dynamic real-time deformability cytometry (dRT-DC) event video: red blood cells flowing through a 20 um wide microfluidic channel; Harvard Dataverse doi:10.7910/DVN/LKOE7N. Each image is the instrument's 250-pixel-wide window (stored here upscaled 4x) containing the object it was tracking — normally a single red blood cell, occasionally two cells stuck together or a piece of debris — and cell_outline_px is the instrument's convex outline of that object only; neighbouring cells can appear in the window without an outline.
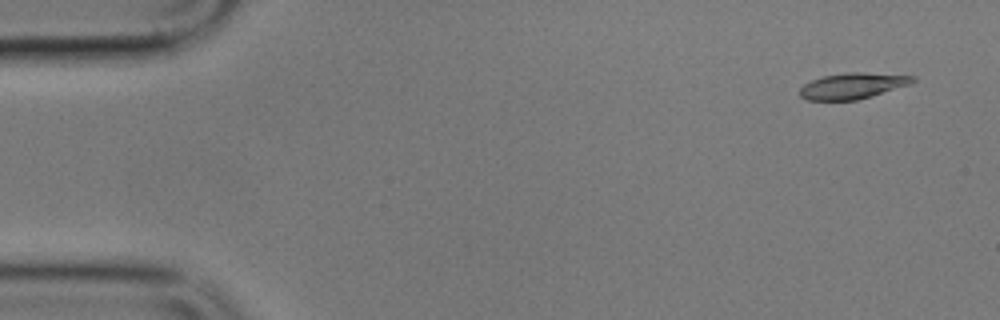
{"species": "common noctule bat (a hibernating species)", "species_latin": "Nyctalus noctula", "temperature_condition": "cold", "stored_images_in_passage": 7, "camera_frame_rate_fps": 3000, "um_per_image_px": 0.085, "animal": {"sex": "male", "body_mass_g": 17.9}, "frame": {"image": 1, "passage_image": 1, "time_ms": 0.0, "image_size_px": [1000, 320], "cell_outline_px": [[916, 80], [908, 84], [856, 100], [808, 100], [800, 96], [800, 88], [804, 84], [812, 80], [824, 76], [848, 72], [864, 72], [916, 76]], "centroid_in_image_um": [72.44, 7.28], "position_along_channel_um": 12.6, "area_um2": 16.7}}
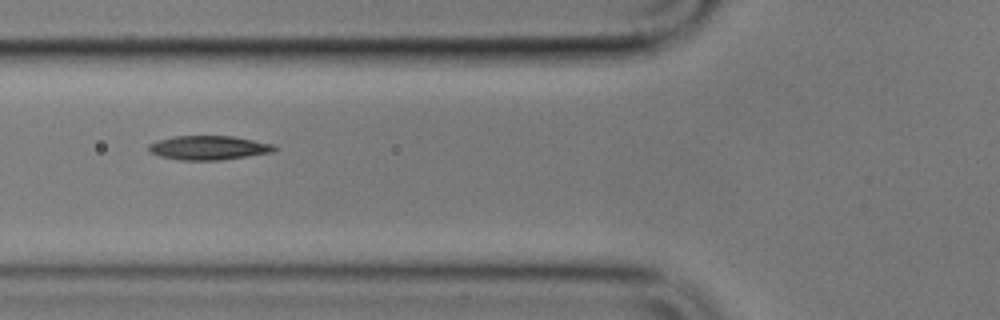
{"frame": {"image": 2, "passage_image": 6, "time_ms": 6.0, "image_size_px": [1000, 320], "cell_outline_px": [[280, 148], [272, 152], [248, 156], [220, 160], [180, 160], [160, 156], [152, 152], [148, 148], [148, 144], [156, 140], [172, 136], [232, 136], [272, 144]], "centroid_in_image_um": [17.72, 12.55], "position_along_channel_um": 108.1, "area_um2": 17.63}}
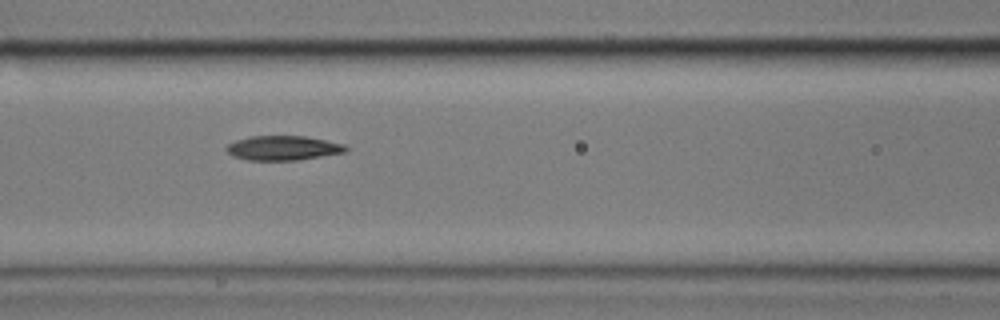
{"frame": {"image": 3, "passage_image": 7, "time_ms": 7.0, "image_size_px": [1000, 320], "cell_outline_px": [[348, 152], [296, 160], [248, 160], [232, 156], [224, 148], [228, 144], [236, 140], [252, 136], [304, 136], [344, 144], [348, 148]], "centroid_in_image_um": [24.05, 12.58], "position_along_channel_um": 142.5, "area_um2": 16.99}}